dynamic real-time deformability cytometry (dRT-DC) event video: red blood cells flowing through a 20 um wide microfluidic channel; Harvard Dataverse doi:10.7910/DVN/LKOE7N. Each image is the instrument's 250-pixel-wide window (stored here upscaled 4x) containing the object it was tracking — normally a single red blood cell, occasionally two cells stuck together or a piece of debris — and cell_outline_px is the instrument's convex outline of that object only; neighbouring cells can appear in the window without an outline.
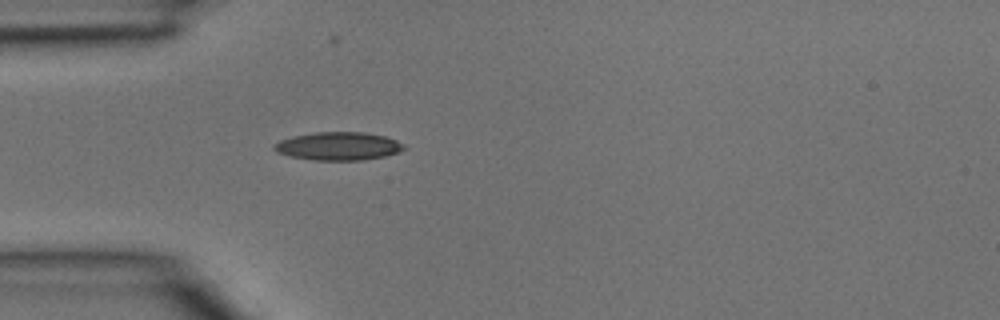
{"species": "common noctule bat (a hibernating species)", "species_latin": "Nyctalus noctula", "temperature_condition": "room temperature", "stored_images_in_passage": 2, "camera_frame_rate_fps": 3000, "um_per_image_px": 0.085, "animal": {"sex": "male", "body_mass_g": 15.6}, "frame": {"image": 1, "passage_image": 2, "time_ms": 0.333, "image_size_px": [1000, 320], "cell_outline_px": [[408, 148], [400, 152], [384, 156], [364, 160], [312, 160], [292, 156], [276, 152], [272, 148], [272, 144], [280, 140], [292, 136], [316, 132], [364, 132], [384, 136], [396, 140], [404, 144]], "centroid_in_image_um": [28.77, 12.42], "position_along_channel_um": 56.2, "area_um2": 21.44}}